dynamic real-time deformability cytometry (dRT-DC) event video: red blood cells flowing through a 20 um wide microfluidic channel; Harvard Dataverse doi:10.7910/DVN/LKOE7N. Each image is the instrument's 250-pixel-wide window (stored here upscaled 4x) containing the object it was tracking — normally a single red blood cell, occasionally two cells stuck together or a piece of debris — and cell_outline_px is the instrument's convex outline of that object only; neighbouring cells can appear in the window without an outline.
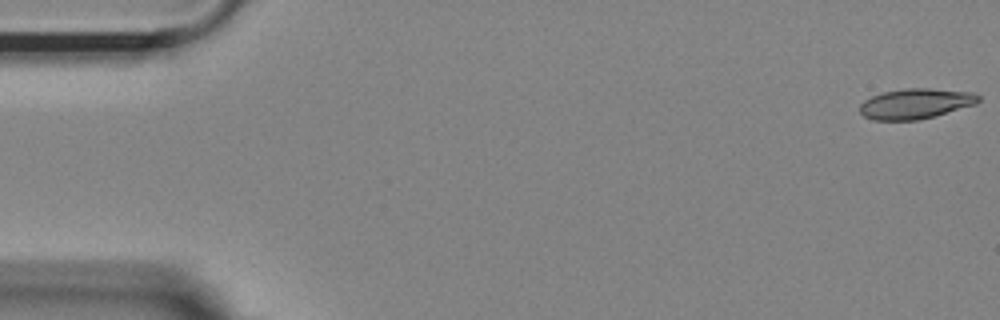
{"species": "Egyptian fruit bat (a non-hibernating species)", "species_latin": "Rousettus aegyptiacus", "temperature_condition": "room temperature", "stored_images_in_passage": 10, "camera_frame_rate_fps": 3000, "um_per_image_px": 0.085, "animal": {"sex": "female"}, "frame": {"image": 1, "passage_image": 1, "time_ms": 0.0, "image_size_px": [1000, 320], "cell_outline_px": [[980, 100], [976, 104], [936, 116], [916, 120], [872, 120], [864, 116], [860, 112], [860, 104], [864, 100], [872, 96], [884, 92], [904, 88], [928, 88], [972, 92], [980, 96]], "centroid_in_image_um": [77.83, 8.81], "position_along_channel_um": 7.2, "area_um2": 20.98}}